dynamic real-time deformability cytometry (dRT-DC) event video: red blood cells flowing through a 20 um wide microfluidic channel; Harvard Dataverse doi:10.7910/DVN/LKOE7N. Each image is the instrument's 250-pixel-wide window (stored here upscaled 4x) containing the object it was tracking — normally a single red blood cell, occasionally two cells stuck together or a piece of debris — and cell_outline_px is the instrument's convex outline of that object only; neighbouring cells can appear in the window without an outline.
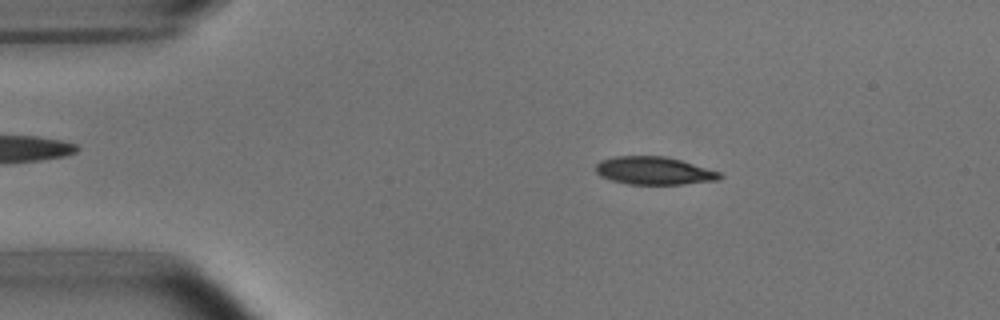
{"species": "common noctule bat (a hibernating species)", "species_latin": "Nyctalus noctula", "temperature_condition": "room temperature", "stored_images_in_passage": 31, "camera_frame_rate_fps": 3000, "um_per_image_px": 0.085, "animal": {"sex": "male", "body_mass_g": 15.6}, "frame": {"image": 1, "passage_image": 2, "time_ms": 0.333, "image_size_px": [1000, 320], "cell_outline_px": [[724, 176], [716, 180], [684, 184], [628, 184], [612, 180], [600, 176], [596, 172], [596, 164], [600, 160], [616, 156], [664, 156], [680, 160], [720, 172]], "centroid_in_image_um": [55.57, 14.51], "position_along_channel_um": 29.4, "area_um2": 20.0}}
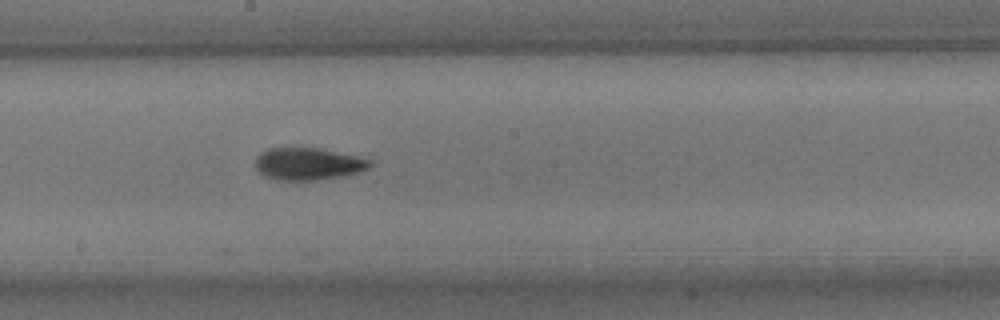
{"frame": {"image": 2, "passage_image": 21, "time_ms": 6.667, "image_size_px": [1000, 320], "cell_outline_px": [[372, 164], [368, 168], [356, 172], [340, 176], [316, 180], [276, 180], [264, 176], [256, 168], [256, 156], [260, 152], [268, 148], [288, 144], [320, 148], [372, 160]], "centroid_in_image_um": [26.1, 13.87], "position_along_channel_um": 222.1, "area_um2": 22.08}}
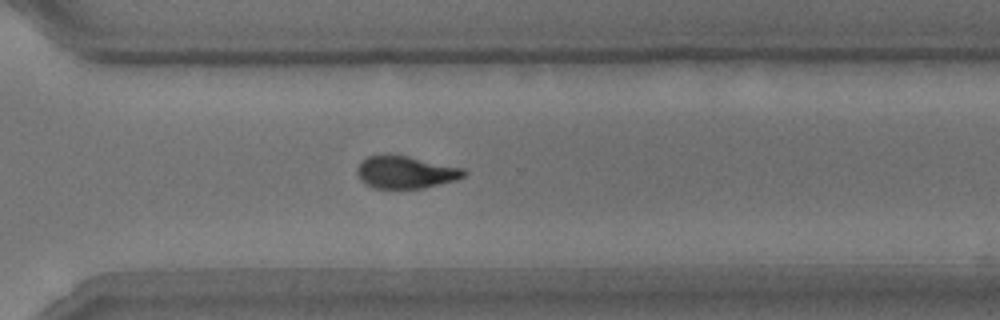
{"frame": {"image": 3, "passage_image": 30, "time_ms": 9.667, "image_size_px": [1000, 320], "cell_outline_px": [[468, 172], [464, 176], [456, 180], [424, 188], [372, 188], [364, 184], [360, 180], [356, 172], [360, 164], [368, 156], [408, 156], [464, 168]], "centroid_in_image_um": [34.51, 14.66], "position_along_channel_um": 336.1, "area_um2": 19.94}}